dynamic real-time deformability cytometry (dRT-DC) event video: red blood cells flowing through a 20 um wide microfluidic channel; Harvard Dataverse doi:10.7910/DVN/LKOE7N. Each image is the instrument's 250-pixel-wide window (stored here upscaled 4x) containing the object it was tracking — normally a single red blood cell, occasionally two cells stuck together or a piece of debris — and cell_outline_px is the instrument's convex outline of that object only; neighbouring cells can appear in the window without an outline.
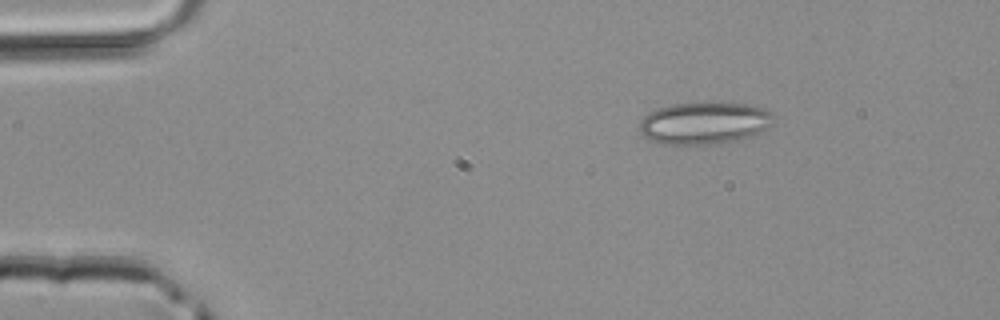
{"species": "common noctule bat (a hibernating species)", "species_latin": "Nyctalus noctula", "temperature_condition": "room temperature", "stored_images_in_passage": 3, "camera_frame_rate_fps": 3000, "um_per_image_px": 0.085, "animal": {"sex": "male", "body_mass_g": 20.4}, "frame": {"image": 1, "passage_image": 1, "time_ms": 0.0, "image_size_px": [1000, 320], "cell_outline_px": [[776, 124], [768, 128], [748, 136], [736, 140], [720, 144], [660, 144], [648, 140], [640, 132], [640, 120], [648, 112], [656, 108], [672, 104], [748, 104], [764, 108], [772, 112]], "centroid_in_image_um": [59.86, 10.48], "position_along_channel_um": 25.1, "area_um2": 32.89}}
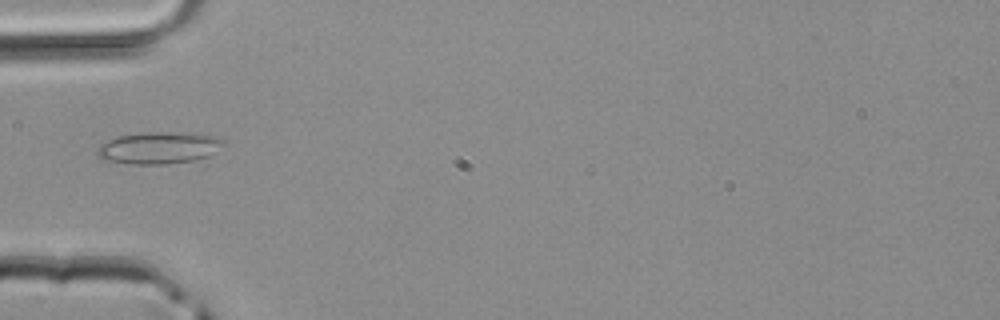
{"frame": {"image": 2, "passage_image": 3, "time_ms": 0.667, "image_size_px": [1000, 320], "cell_outline_px": [[224, 140], [208, 156], [196, 160], [164, 164], [128, 164], [104, 160], [96, 152], [100, 144], [116, 136], [144, 132], [200, 132], [216, 136]], "centroid_in_image_um": [13.47, 12.55], "position_along_channel_um": 71.5, "area_um2": 23.58}}